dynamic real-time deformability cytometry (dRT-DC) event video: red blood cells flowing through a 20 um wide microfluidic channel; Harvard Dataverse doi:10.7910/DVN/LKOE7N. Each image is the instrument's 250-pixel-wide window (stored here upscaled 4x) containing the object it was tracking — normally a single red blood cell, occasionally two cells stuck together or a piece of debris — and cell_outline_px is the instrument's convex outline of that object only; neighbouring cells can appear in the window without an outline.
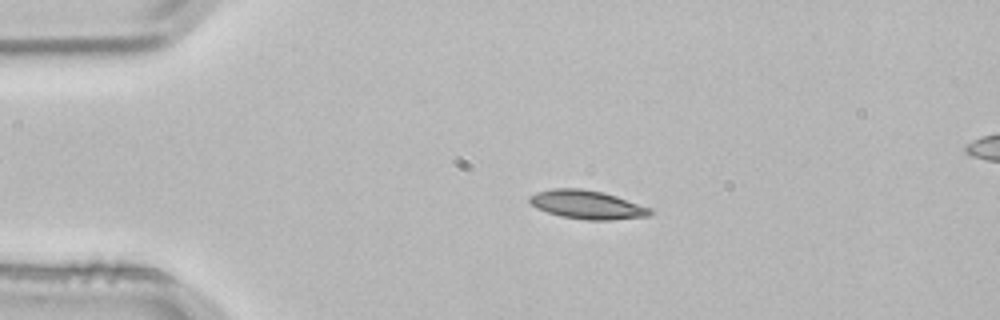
{"species": "common noctule bat (a hibernating species)", "species_latin": "Nyctalus noctula", "temperature_condition": "room temperature", "stored_images_in_passage": 3, "camera_frame_rate_fps": 3000, "um_per_image_px": 0.085, "animal": {"sex": "male", "body_mass_g": 21.5, "forearm_length_mm": 52.0}, "frame": {"image": 1, "passage_image": 2, "time_ms": 0.333, "image_size_px": [1000, 320], "cell_outline_px": [[652, 212], [648, 216], [612, 220], [584, 220], [560, 216], [536, 208], [528, 200], [528, 196], [536, 192], [552, 188], [580, 188], [600, 192], [616, 196], [652, 208]], "centroid_in_image_um": [49.88, 17.4], "position_along_channel_um": 35.1, "area_um2": 20.11}}